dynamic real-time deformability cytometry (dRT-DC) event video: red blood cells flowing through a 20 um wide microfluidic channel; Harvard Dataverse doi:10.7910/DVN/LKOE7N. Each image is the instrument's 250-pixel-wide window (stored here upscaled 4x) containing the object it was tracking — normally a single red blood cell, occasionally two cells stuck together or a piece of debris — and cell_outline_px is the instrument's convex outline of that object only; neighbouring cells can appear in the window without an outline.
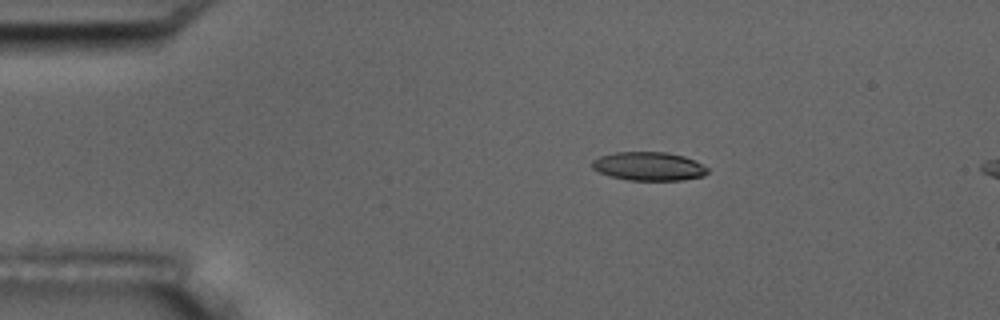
{"species": "common noctule bat (a hibernating species)", "species_latin": "Nyctalus noctula", "temperature_condition": "room temperature", "stored_images_in_passage": 4, "camera_frame_rate_fps": 3000, "um_per_image_px": 0.085, "animal": {"sex": "male", "body_mass_g": 17.5, "forearm_length_mm": 52.3}, "frame": {"image": 1, "passage_image": 2, "time_ms": 1.0, "image_size_px": [1000, 320], "cell_outline_px": [[708, 172], [704, 176], [684, 180], [628, 180], [612, 176], [600, 172], [592, 168], [592, 160], [600, 156], [616, 152], [668, 152], [684, 156], [708, 168]], "centroid_in_image_um": [55.15, 14.13], "position_along_channel_um": 29.9, "area_um2": 19.13}}